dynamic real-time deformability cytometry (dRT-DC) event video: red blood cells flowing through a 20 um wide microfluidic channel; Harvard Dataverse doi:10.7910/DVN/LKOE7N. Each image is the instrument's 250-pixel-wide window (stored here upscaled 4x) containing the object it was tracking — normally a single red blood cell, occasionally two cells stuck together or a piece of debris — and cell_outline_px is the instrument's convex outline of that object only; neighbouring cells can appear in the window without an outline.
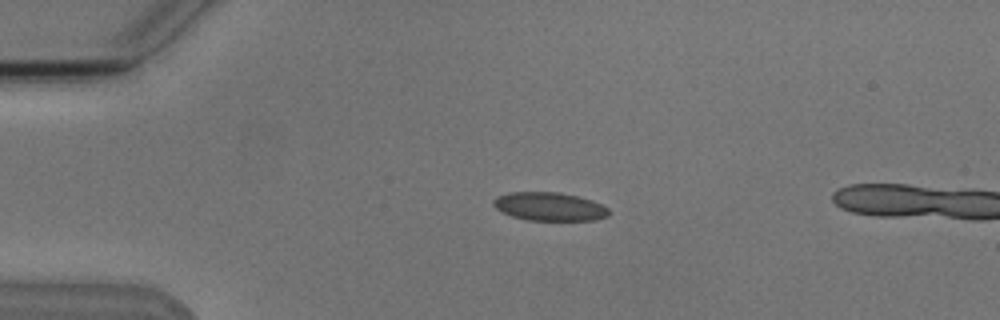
{"species": "Egyptian fruit bat (a non-hibernating species)", "species_latin": "Rousettus aegyptiacus", "temperature_condition": "cold", "stored_images_in_passage": 4, "camera_frame_rate_fps": 3000, "um_per_image_px": 0.085, "animal": {"sex": "male"}, "frame": {"image": 1, "passage_image": 3, "time_ms": 2.333, "image_size_px": [1000, 320], "cell_outline_px": [[608, 216], [596, 220], [528, 220], [512, 216], [496, 208], [492, 204], [492, 200], [496, 196], [512, 192], [560, 192], [592, 200], [608, 208]], "centroid_in_image_um": [46.69, 17.55], "position_along_channel_um": 38.3, "area_um2": 19.02}}